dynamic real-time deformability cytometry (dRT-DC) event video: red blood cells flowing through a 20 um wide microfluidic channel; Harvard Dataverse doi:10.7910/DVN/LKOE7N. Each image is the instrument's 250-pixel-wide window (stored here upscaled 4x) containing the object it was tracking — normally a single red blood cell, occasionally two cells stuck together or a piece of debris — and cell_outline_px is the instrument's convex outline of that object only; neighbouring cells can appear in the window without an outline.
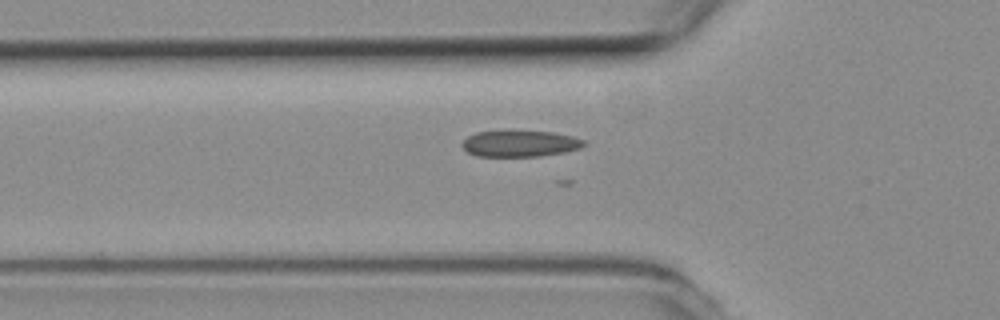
{"species": "common noctule bat (a hibernating species)", "species_latin": "Nyctalus noctula", "temperature_condition": "room temperature", "stored_images_in_passage": 32, "camera_frame_rate_fps": 3000, "um_per_image_px": 0.085, "animal": {"sex": "female", "body_mass_g": 19.3, "forearm_length_mm": 54.1}, "frame": {"image": 1, "passage_image": 3, "time_ms": 0.667, "image_size_px": [1000, 320], "cell_outline_px": [[584, 144], [580, 148], [564, 152], [540, 156], [476, 156], [468, 152], [460, 144], [468, 136], [476, 132], [552, 132], [572, 136], [584, 140]], "centroid_in_image_um": [44.18, 12.22], "position_along_channel_um": 81.6, "area_um2": 18.21}}
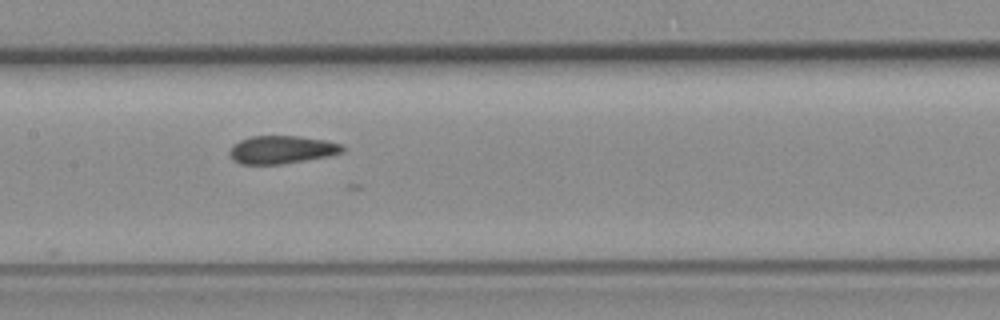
{"frame": {"image": 2, "passage_image": 11, "time_ms": 3.333, "image_size_px": [1000, 320], "cell_outline_px": [[344, 152], [328, 156], [280, 164], [240, 164], [232, 160], [228, 152], [232, 144], [240, 140], [252, 136], [300, 136], [324, 140], [340, 144], [344, 148]], "centroid_in_image_um": [23.89, 12.72], "position_along_channel_um": 183.5, "area_um2": 18.38}}
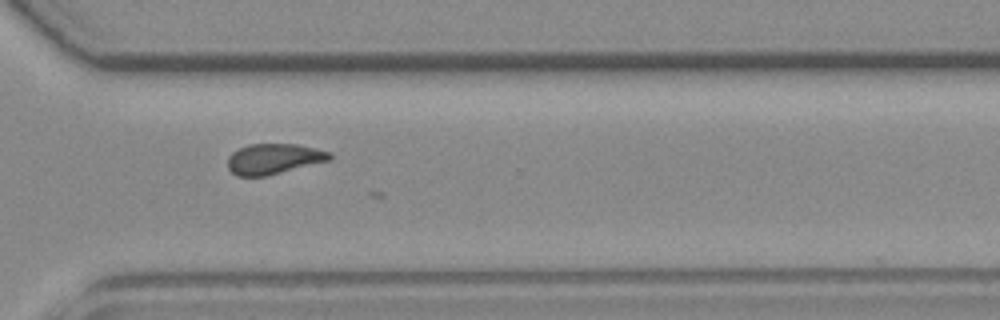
{"frame": {"image": 3, "passage_image": 24, "time_ms": 7.667, "image_size_px": [1000, 320], "cell_outline_px": [[332, 160], [268, 176], [236, 176], [228, 168], [228, 156], [232, 152], [248, 144], [296, 144], [316, 148], [332, 152]], "centroid_in_image_um": [23.3, 13.51], "position_along_channel_um": 347.3, "area_um2": 18.38}}